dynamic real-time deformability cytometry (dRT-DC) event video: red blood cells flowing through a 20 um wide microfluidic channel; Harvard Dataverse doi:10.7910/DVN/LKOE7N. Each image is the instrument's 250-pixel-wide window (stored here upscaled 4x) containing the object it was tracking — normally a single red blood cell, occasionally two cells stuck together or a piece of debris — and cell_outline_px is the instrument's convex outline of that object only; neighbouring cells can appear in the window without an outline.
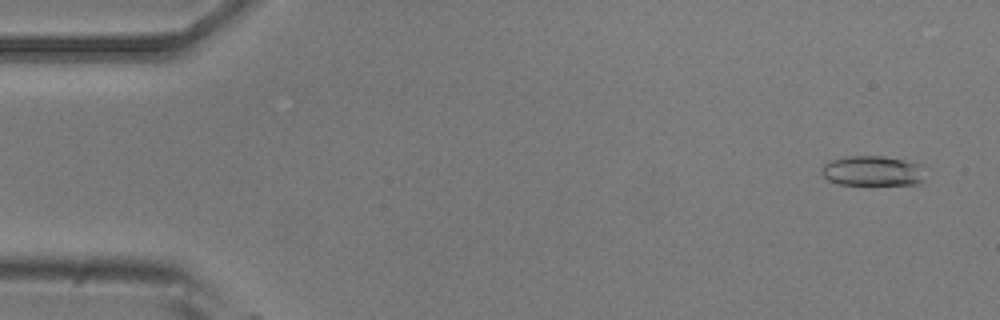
{"species": "common noctule bat (a hibernating species)", "species_latin": "Nyctalus noctula", "temperature_condition": "room temperature", "stored_images_in_passage": 23, "camera_frame_rate_fps": 3000, "um_per_image_px": 0.085, "animal": {"sex": "male", "body_mass_g": 20.5, "forearm_length_mm": 52.5}, "frame": {"image": 1, "passage_image": 3, "time_ms": 0.667, "image_size_px": [1000, 320], "cell_outline_px": [[924, 180], [916, 184], [840, 184], [828, 180], [820, 172], [820, 168], [824, 164], [832, 160], [848, 156], [884, 156], [920, 164]], "centroid_in_image_um": [74.12, 14.52], "position_along_channel_um": 10.9, "area_um2": 17.92}}
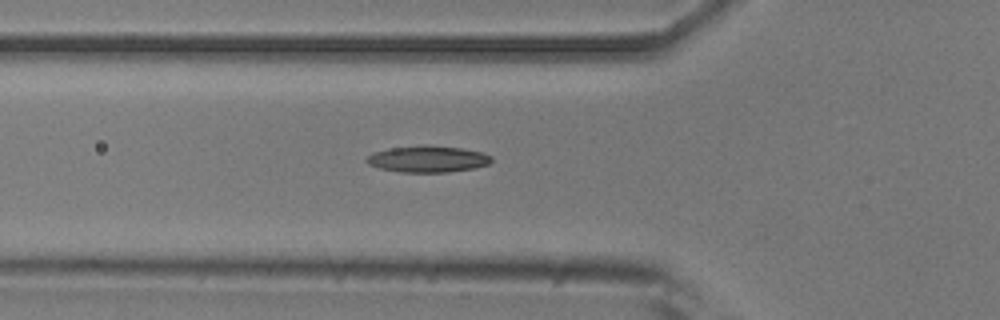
{"frame": {"image": 2, "passage_image": 18, "time_ms": 5.667, "image_size_px": [1000, 320], "cell_outline_px": [[492, 160], [488, 164], [476, 168], [448, 172], [400, 172], [380, 168], [368, 164], [364, 160], [372, 152], [388, 148], [424, 144], [432, 144], [464, 148], [484, 152], [492, 156]], "centroid_in_image_um": [36.38, 13.49], "position_along_channel_um": 89.4, "area_um2": 19.77}}
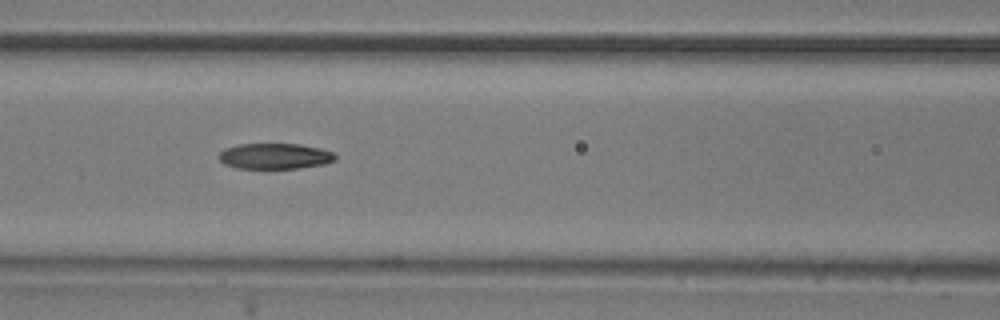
{"frame": {"image": 3, "passage_image": 22, "time_ms": 7.0, "image_size_px": [1000, 320], "cell_outline_px": [[336, 160], [324, 164], [296, 168], [236, 168], [224, 164], [220, 160], [220, 152], [224, 148], [240, 144], [300, 144], [320, 148], [332, 152], [336, 156]], "centroid_in_image_um": [23.36, 13.27], "position_along_channel_um": 143.2, "area_um2": 17.34}}